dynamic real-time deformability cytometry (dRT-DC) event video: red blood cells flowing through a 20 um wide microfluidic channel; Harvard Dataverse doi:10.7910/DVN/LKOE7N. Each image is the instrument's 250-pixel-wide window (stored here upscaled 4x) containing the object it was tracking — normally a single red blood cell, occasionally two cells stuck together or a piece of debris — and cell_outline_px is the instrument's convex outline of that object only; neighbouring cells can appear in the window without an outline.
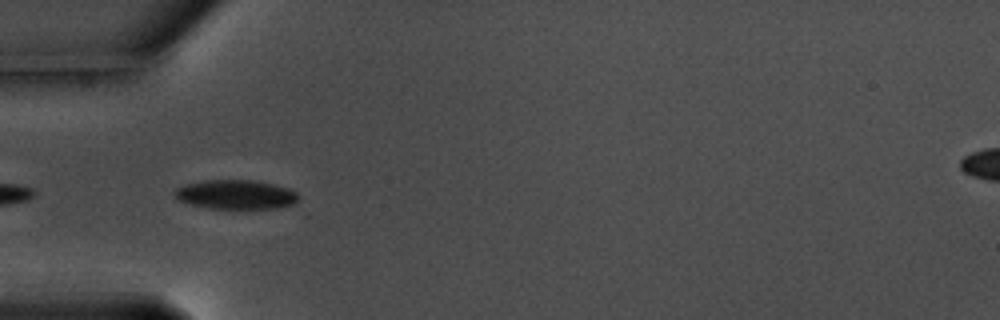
{"species": "common noctule bat (a hibernating species)", "species_latin": "Nyctalus noctula", "temperature_condition": "warm", "stored_images_in_passage": 5, "camera_frame_rate_fps": 3000, "um_per_image_px": 0.085, "animal": {"sex": "male", "body_mass_g": 17.5, "forearm_length_mm": 52.3}, "frame": {"image": 1, "passage_image": 3, "time_ms": 0.667, "image_size_px": [1000, 320], "cell_outline_px": [[296, 200], [292, 204], [276, 208], [248, 212], [208, 208], [192, 204], [180, 200], [176, 196], [176, 188], [184, 184], [204, 180], [252, 180], [272, 184], [288, 188], [296, 192]], "centroid_in_image_um": [20.05, 16.58], "position_along_channel_um": 64.9, "area_um2": 21.62}}